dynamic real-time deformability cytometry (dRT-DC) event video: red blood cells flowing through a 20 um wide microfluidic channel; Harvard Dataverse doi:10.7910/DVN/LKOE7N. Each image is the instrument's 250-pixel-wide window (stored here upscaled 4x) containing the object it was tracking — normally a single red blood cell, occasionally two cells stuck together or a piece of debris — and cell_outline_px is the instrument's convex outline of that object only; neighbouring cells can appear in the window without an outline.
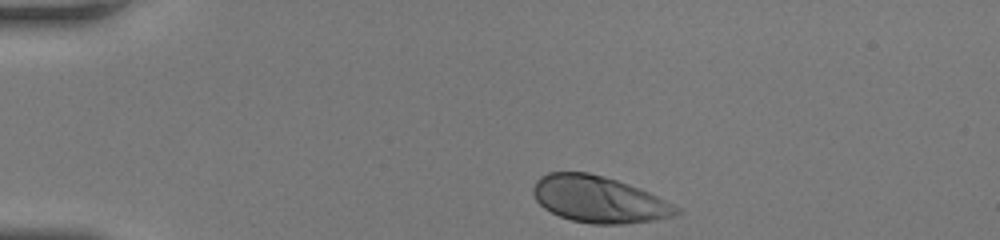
{"species": "human", "species_latin": "Homo sapiens", "temperature_condition": "room temperature", "stored_images_in_passage": 32, "camera_frame_rate_fps": 3000, "um_per_image_px": 0.085, "donor": {"sex": "female"}, "frame": {"image": 1, "passage_image": 1, "time_ms": 0.0, "image_size_px": [1000, 240], "cell_outline_px": [[684, 212], [676, 216], [656, 220], [620, 224], [592, 224], [572, 220], [560, 216], [544, 208], [536, 200], [532, 192], [532, 188], [536, 180], [540, 176], [548, 172], [588, 172], [604, 176], [640, 188], [680, 208]], "centroid_in_image_um": [50.91, 16.95], "position_along_channel_um": 34.1, "area_um2": 38.9}}
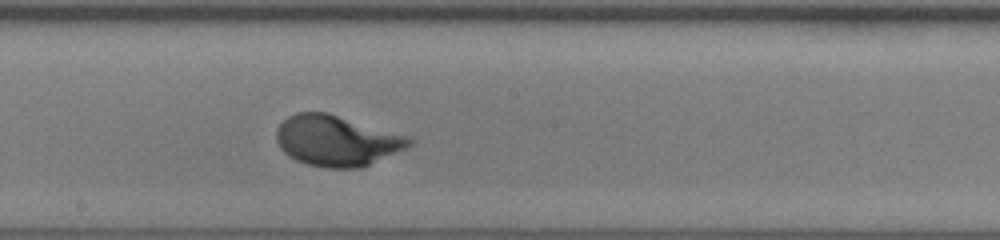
{"frame": {"image": 2, "passage_image": 19, "time_ms": 6.0, "image_size_px": [1000, 240], "cell_outline_px": [[416, 140], [412, 144], [404, 148], [360, 168], [324, 168], [308, 164], [296, 160], [288, 156], [280, 148], [276, 140], [276, 132], [280, 124], [288, 116], [296, 112], [324, 112], [408, 136]], "centroid_in_image_um": [28.57, 11.96], "position_along_channel_um": 219.6, "area_um2": 38.67}}
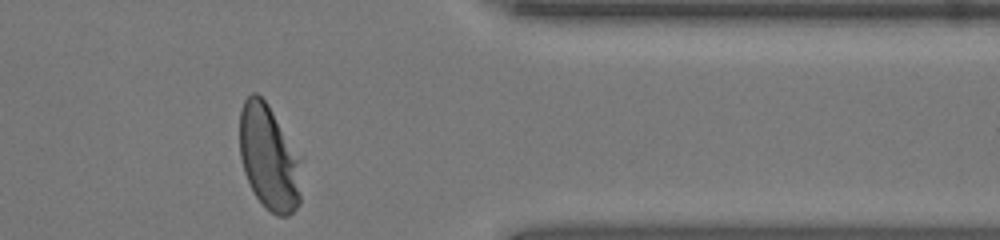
{"frame": {"image": 3, "passage_image": 32, "time_ms": 10.333, "image_size_px": [1000, 240], "cell_outline_px": [[300, 204], [288, 216], [276, 216], [264, 208], [256, 196], [244, 172], [240, 156], [240, 108], [244, 100], [252, 92], [256, 92], [268, 104], [300, 160]], "centroid_in_image_um": [22.84, 13.42], "position_along_channel_um": 388.6, "area_um2": 37.45}, "authors_computed_cell_mechanics": {"area_um2": 38.3214, "velocity_mm_per_s": 4.1762, "shape_relaxation_time_tau1_ms": 2.0448, "shape_relaxation_time_tau2_ms": null, "deformation_change_tau1": 0.168, "deformation_change_tau2": null}}